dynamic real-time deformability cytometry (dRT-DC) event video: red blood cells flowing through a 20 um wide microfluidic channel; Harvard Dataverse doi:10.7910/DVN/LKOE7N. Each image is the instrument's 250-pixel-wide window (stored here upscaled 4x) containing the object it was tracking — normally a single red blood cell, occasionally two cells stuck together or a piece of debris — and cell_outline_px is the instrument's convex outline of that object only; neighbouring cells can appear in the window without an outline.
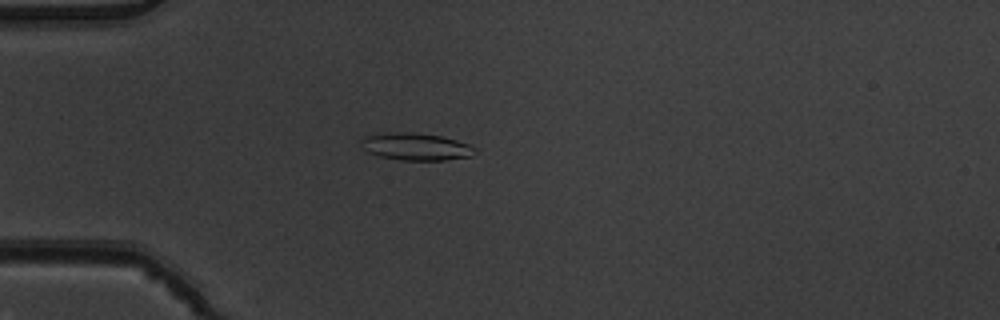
{"species": "common noctule bat (a hibernating species)", "species_latin": "Nyctalus noctula", "temperature_condition": "warm", "stored_images_in_passage": 5, "camera_frame_rate_fps": 3000, "um_per_image_px": 0.085, "animal": {"sex": "male", "body_mass_g": 19.5, "forearm_length_mm": 54.6}, "frame": {"image": 1, "passage_image": 5, "time_ms": 1.333, "image_size_px": [1000, 320], "cell_outline_px": [[476, 152], [472, 156], [444, 160], [400, 160], [380, 156], [368, 152], [360, 144], [360, 136], [392, 132], [412, 132], [440, 136], [472, 144], [476, 148]], "centroid_in_image_um": [35.35, 12.46], "position_along_channel_um": 49.7, "area_um2": 18.26}}